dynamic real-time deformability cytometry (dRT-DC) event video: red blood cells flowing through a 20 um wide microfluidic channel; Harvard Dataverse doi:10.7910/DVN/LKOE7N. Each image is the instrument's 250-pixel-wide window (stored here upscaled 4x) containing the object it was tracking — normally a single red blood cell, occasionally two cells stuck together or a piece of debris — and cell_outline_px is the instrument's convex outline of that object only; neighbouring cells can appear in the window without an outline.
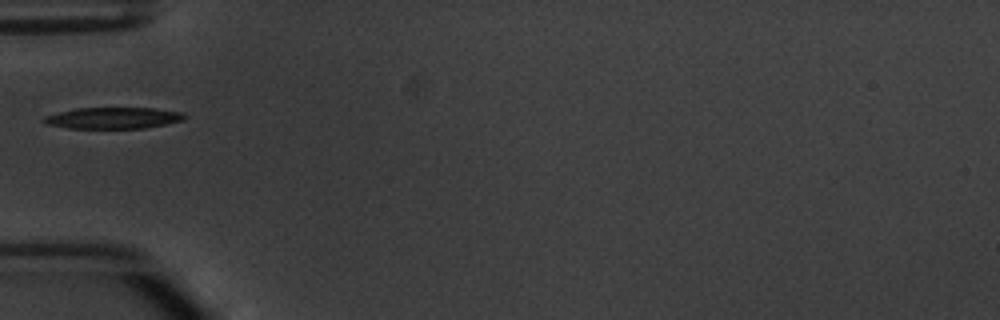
{"species": "common noctule bat (a hibernating species)", "species_latin": "Nyctalus noctula", "temperature_condition": "warm", "stored_images_in_passage": 5, "camera_frame_rate_fps": 3000, "um_per_image_px": 0.085, "animal": {"sex": "male", "body_mass_g": 20.1, "forearm_length_mm": 53.5}, "frame": {"image": 1, "passage_image": 5, "time_ms": 4.667, "image_size_px": [1000, 320], "cell_outline_px": [[184, 120], [144, 128], [68, 128], [44, 124], [40, 120], [44, 116], [76, 108], [152, 108], [184, 112]], "centroid_in_image_um": [9.57, 10.03], "position_along_channel_um": 75.4, "area_um2": 17.46}}